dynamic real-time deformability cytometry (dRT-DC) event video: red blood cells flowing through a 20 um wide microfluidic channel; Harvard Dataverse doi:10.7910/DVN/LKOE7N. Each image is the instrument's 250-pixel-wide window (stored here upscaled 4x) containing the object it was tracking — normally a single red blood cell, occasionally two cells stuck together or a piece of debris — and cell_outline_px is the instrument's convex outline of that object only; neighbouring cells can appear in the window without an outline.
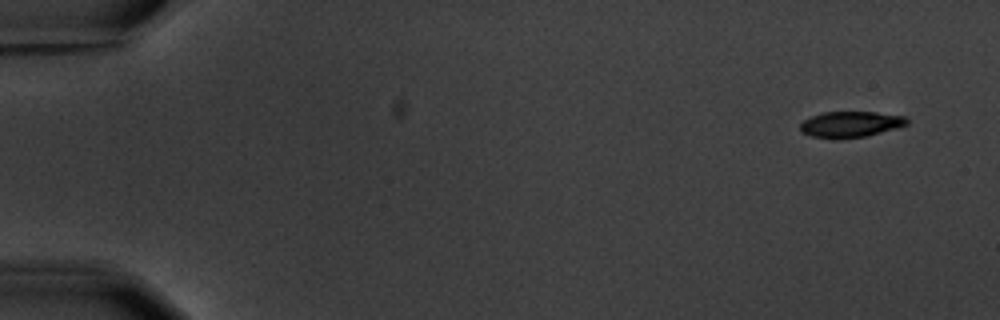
{"species": "common noctule bat (a hibernating species)", "species_latin": "Nyctalus noctula", "temperature_condition": "warm", "stored_images_in_passage": 6, "camera_frame_rate_fps": 3000, "um_per_image_px": 0.085, "animal": {"sex": "male", "body_mass_g": 20.1, "forearm_length_mm": 53.5}, "frame": {"image": 1, "passage_image": 1, "time_ms": 0.0, "image_size_px": [1000, 320], "cell_outline_px": [[908, 124], [896, 128], [868, 136], [812, 136], [800, 132], [800, 124], [804, 120], [812, 116], [824, 112], [876, 112], [904, 116], [908, 120]], "centroid_in_image_um": [72.33, 10.53], "position_along_channel_um": 12.7, "area_um2": 15.49}}
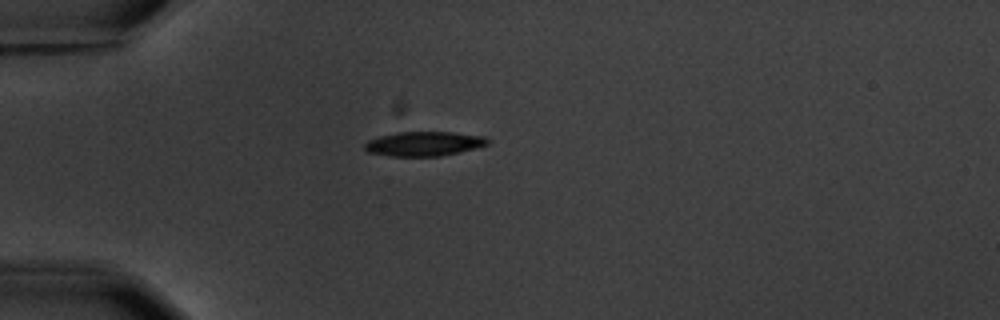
{"frame": {"image": 2, "passage_image": 4, "time_ms": 4.333, "image_size_px": [1000, 320], "cell_outline_px": [[488, 144], [440, 156], [392, 156], [368, 152], [364, 148], [364, 144], [368, 140], [380, 136], [396, 132], [452, 132], [484, 136], [488, 140]], "centroid_in_image_um": [35.98, 12.21], "position_along_channel_um": 49.0, "area_um2": 17.22}}
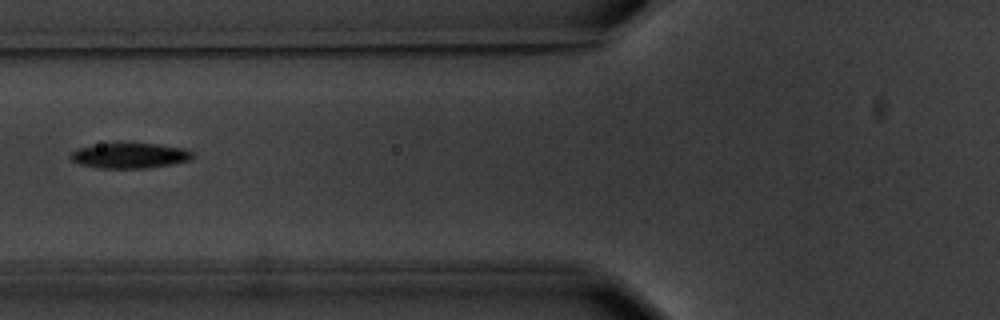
{"frame": {"image": 3, "passage_image": 6, "time_ms": 6.667, "image_size_px": [1000, 320], "cell_outline_px": [[192, 160], [148, 168], [100, 168], [80, 164], [72, 160], [68, 156], [76, 148], [116, 140], [160, 144], [184, 148], [192, 152]], "centroid_in_image_um": [10.99, 13.17], "position_along_channel_um": 114.8, "area_um2": 18.79}}